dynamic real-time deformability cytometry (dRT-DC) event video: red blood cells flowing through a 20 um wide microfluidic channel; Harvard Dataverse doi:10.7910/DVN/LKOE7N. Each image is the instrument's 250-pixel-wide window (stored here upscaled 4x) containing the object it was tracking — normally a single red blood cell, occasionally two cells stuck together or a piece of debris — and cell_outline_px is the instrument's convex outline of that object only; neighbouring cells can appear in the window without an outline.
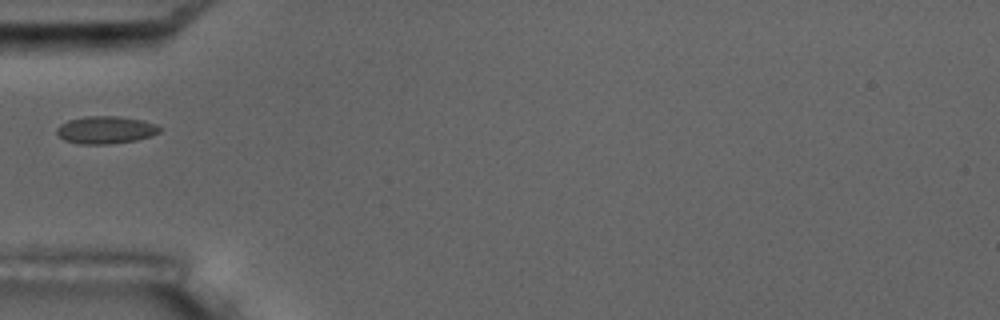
{"species": "common noctule bat (a hibernating species)", "species_latin": "Nyctalus noctula", "temperature_condition": "room temperature", "stored_images_in_passage": 4, "camera_frame_rate_fps": 3000, "um_per_image_px": 0.085, "animal": {"sex": "male", "body_mass_g": 17.5, "forearm_length_mm": 52.3}, "frame": {"image": 1, "passage_image": 1, "time_ms": 0.0, "image_size_px": [1000, 320], "cell_outline_px": [[160, 132], [152, 136], [136, 140], [108, 144], [80, 144], [64, 140], [56, 136], [56, 128], [60, 124], [68, 120], [84, 116], [116, 116], [140, 120], [156, 124], [160, 128]], "centroid_in_image_um": [8.93, 11.05], "position_along_channel_um": 76.1, "area_um2": 16.59}}
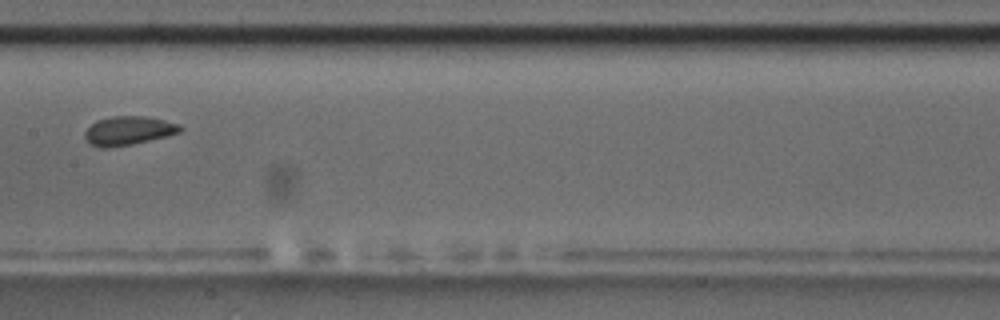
{"frame": {"image": 2, "passage_image": 4, "time_ms": 3.333, "image_size_px": [1000, 320], "cell_outline_px": [[184, 128], [180, 132], [168, 136], [132, 144], [108, 148], [104, 148], [92, 144], [84, 136], [84, 132], [96, 120], [112, 116], [144, 116], [164, 120], [180, 124]], "centroid_in_image_um": [10.95, 11.1], "position_along_channel_um": 196.5, "area_um2": 15.95}}